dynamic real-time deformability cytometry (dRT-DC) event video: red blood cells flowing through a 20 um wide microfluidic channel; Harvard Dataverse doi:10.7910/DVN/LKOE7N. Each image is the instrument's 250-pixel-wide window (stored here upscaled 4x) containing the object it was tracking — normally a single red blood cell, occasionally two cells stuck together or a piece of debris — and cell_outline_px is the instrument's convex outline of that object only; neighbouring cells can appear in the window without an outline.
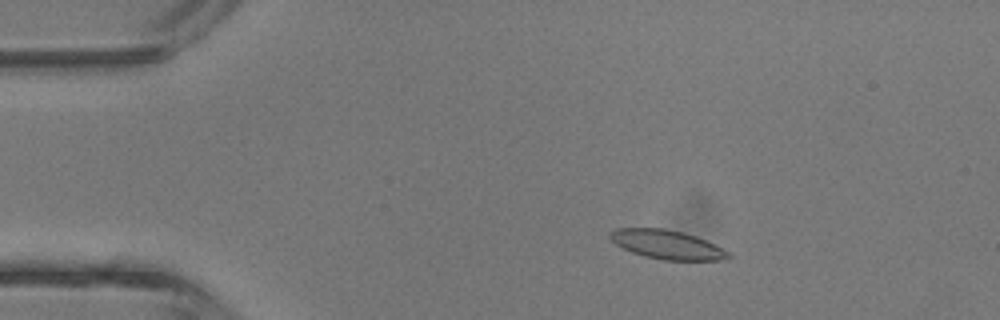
{"species": "common noctule bat (a hibernating species)", "species_latin": "Nyctalus noctula", "temperature_condition": "room temperature", "stored_images_in_passage": 40, "camera_frame_rate_fps": 3000, "um_per_image_px": 0.085, "animal": {"sex": "male", "body_mass_g": 13.3}, "frame": {"image": 1, "passage_image": 4, "time_ms": 1.0, "image_size_px": [1000, 320], "cell_outline_px": [[732, 256], [724, 260], [664, 260], [644, 256], [632, 252], [616, 244], [608, 236], [608, 232], [616, 228], [664, 228], [696, 236], [732, 252]], "centroid_in_image_um": [56.72, 20.79], "position_along_channel_um": 28.3, "area_um2": 20.0}}
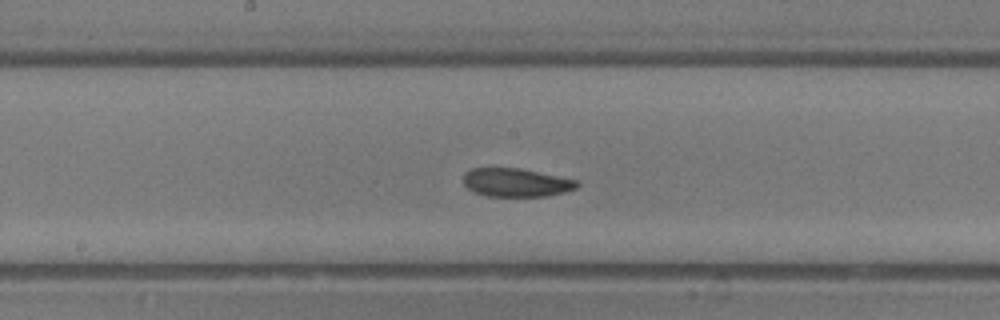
{"frame": {"image": 2, "passage_image": 19, "time_ms": 6.0, "image_size_px": [1000, 320], "cell_outline_px": [[580, 184], [576, 188], [564, 192], [548, 196], [488, 196], [472, 192], [464, 184], [464, 172], [472, 168], [520, 168], [576, 180]], "centroid_in_image_um": [43.84, 15.52], "position_along_channel_um": 204.4, "area_um2": 18.79}}
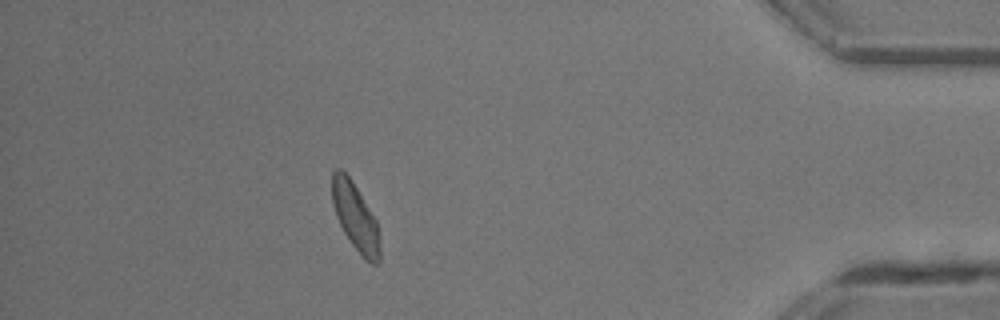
{"frame": {"image": 3, "passage_image": 35, "time_ms": 11.333, "image_size_px": [1000, 320], "cell_outline_px": [[380, 260], [376, 264], [372, 264], [352, 244], [344, 232], [336, 216], [332, 204], [332, 172], [336, 168], [340, 168], [348, 176], [356, 188], [376, 220], [380, 248]], "centroid_in_image_um": [30.19, 18.42], "position_along_channel_um": 405.0, "area_um2": 18.21}, "authors_computed_cell_mechanics": {"area_um2": 19.2474, "velocity_mm_per_s": 4.7131, "shape_relaxation_time_tau1_ms": 9.9199, "shape_relaxation_time_tau2_ms": 5.6908, "deformation_change_tau1": 0.2069, "deformation_change_tau2": 0.1415}}